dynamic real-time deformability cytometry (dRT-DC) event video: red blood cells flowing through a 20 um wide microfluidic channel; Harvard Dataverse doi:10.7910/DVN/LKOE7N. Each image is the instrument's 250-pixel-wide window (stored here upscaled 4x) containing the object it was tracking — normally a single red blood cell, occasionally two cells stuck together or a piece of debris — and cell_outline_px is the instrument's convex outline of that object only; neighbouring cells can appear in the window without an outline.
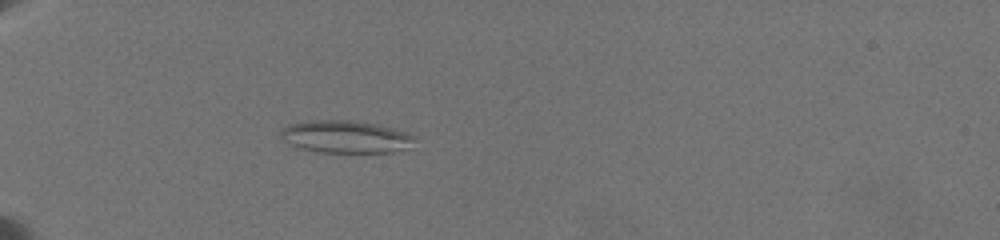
{"species": "common noctule bat (a hibernating species)", "species_latin": "Nyctalus noctula", "temperature_condition": "warm", "stored_images_in_passage": 70, "camera_frame_rate_fps": 3000, "um_per_image_px": 0.085, "animal": {"sex": "female", "body_mass_g": 19.5, "forearm_length_mm": 54.1}, "frame": {"image": 1, "passage_image": 1, "time_ms": 0.0, "image_size_px": [1000, 240], "cell_outline_px": [[416, 136], [408, 148], [396, 152], [316, 152], [300, 148], [284, 140], [280, 136], [280, 132], [288, 124], [312, 120], [348, 120], [372, 124], [392, 128], [408, 132]], "centroid_in_image_um": [29.38, 11.63], "position_along_channel_um": 55.6, "area_um2": 25.14}}
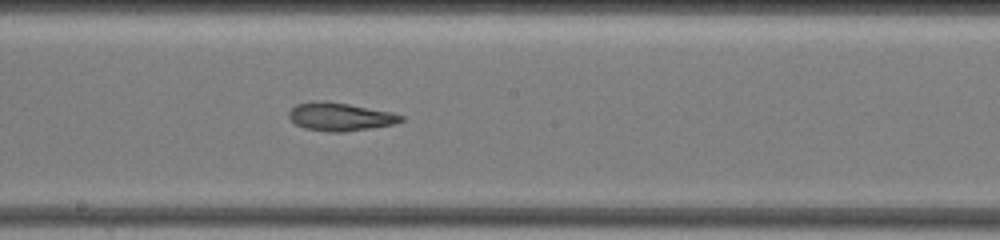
{"frame": {"image": 2, "passage_image": 40, "time_ms": 5.333, "image_size_px": [1000, 240], "cell_outline_px": [[404, 120], [396, 124], [372, 128], [344, 132], [328, 132], [304, 128], [296, 124], [288, 116], [288, 112], [296, 104], [312, 100], [324, 100], [348, 104], [392, 112], [404, 116]], "centroid_in_image_um": [28.91, 9.92], "position_along_channel_um": 219.3, "area_um2": 18.61}}
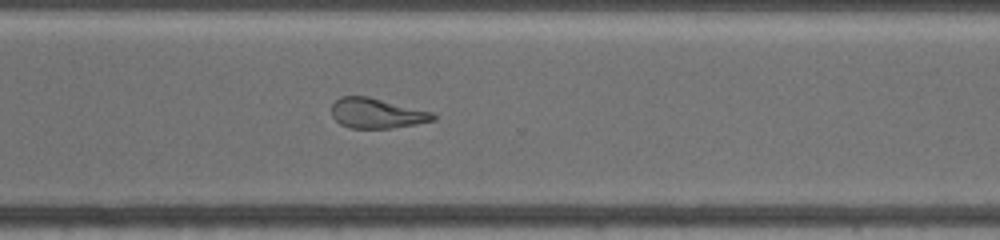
{"frame": {"image": 3, "passage_image": 69, "time_ms": 8.667, "image_size_px": [1000, 240], "cell_outline_px": [[436, 120], [416, 124], [392, 128], [348, 128], [340, 124], [332, 116], [332, 104], [340, 96], [368, 96], [432, 112], [436, 116]], "centroid_in_image_um": [32.01, 9.63], "position_along_channel_um": 338.6, "area_um2": 17.8}}